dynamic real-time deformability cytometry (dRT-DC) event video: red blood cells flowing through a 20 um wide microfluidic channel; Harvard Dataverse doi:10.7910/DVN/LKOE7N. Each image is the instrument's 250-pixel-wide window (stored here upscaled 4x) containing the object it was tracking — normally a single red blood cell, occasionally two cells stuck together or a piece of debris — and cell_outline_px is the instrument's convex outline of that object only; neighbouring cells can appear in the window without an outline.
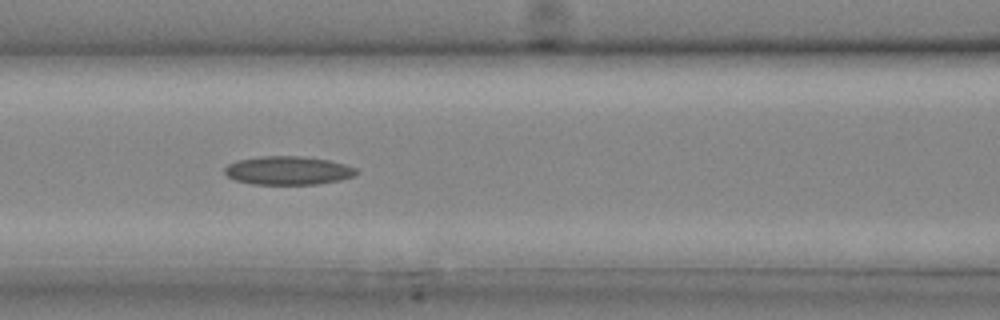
{"species": "common noctule bat (a hibernating species)", "species_latin": "Nyctalus noctula", "temperature_condition": "cold", "stored_images_in_passage": 21, "camera_frame_rate_fps": 3000, "um_per_image_px": 0.085, "animal": {"sex": "male", "body_mass_g": 20.4}, "frame": {"image": 1, "passage_image": 7, "time_ms": 2.0, "image_size_px": [1000, 320], "cell_outline_px": [[360, 172], [356, 176], [340, 180], [316, 184], [252, 184], [236, 180], [228, 176], [224, 172], [224, 168], [228, 164], [236, 160], [260, 156], [300, 156], [328, 160], [344, 164], [356, 168]], "centroid_in_image_um": [24.5, 14.49], "position_along_channel_um": 142.1, "area_um2": 21.96}}
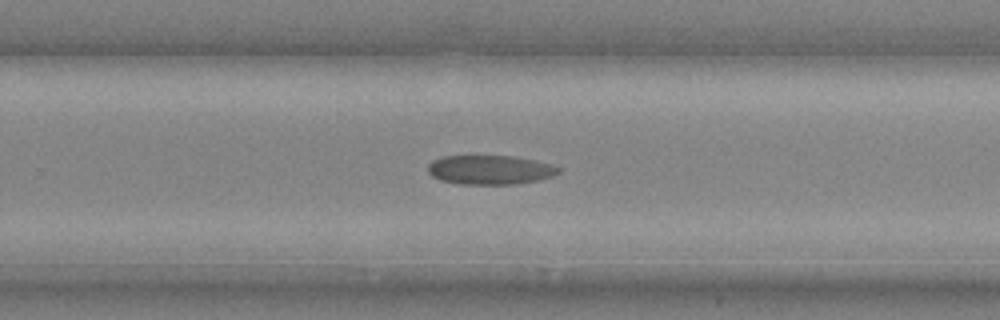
{"frame": {"image": 2, "passage_image": 13, "time_ms": 4.0, "image_size_px": [1000, 320], "cell_outline_px": [[560, 172], [552, 176], [536, 180], [516, 184], [460, 184], [440, 180], [432, 176], [428, 172], [428, 164], [432, 160], [444, 156], [512, 156], [536, 160], [552, 164], [560, 168]], "centroid_in_image_um": [41.64, 14.43], "position_along_channel_um": 288.2, "area_um2": 22.25}}
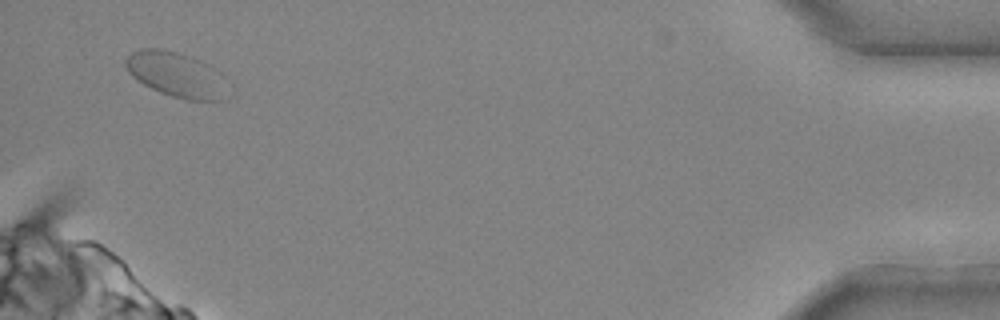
{"frame": {"image": 3, "passage_image": 21, "time_ms": 6.667, "image_size_px": [1000, 320], "cell_outline_px": [[232, 96], [228, 100], [188, 100], [172, 96], [160, 92], [136, 80], [128, 72], [124, 64], [124, 60], [132, 52], [140, 48], [160, 48], [176, 52], [188, 56], [208, 64], [216, 68], [232, 84]], "centroid_in_image_um": [15.12, 6.37], "position_along_channel_um": 420.1, "area_um2": 27.69}}